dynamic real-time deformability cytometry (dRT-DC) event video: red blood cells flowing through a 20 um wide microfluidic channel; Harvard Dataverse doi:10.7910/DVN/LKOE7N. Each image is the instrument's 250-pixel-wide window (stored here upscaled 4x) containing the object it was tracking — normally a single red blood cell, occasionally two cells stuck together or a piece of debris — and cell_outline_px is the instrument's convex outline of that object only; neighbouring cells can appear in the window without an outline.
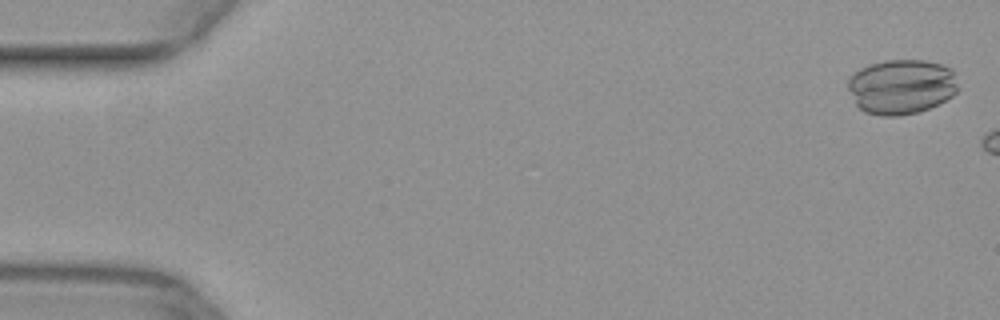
{"species": "common noctule bat (a hibernating species)", "species_latin": "Nyctalus noctula", "temperature_condition": "warm", "stored_images_in_passage": 7, "camera_frame_rate_fps": 3000, "um_per_image_px": 0.085, "animal": {"sex": "female", "body_mass_g": 29.2, "forearm_length_mm": 56.3}, "frame": {"image": 1, "passage_image": 2, "time_ms": 0.333, "image_size_px": [1000, 320], "cell_outline_px": [[956, 92], [952, 96], [928, 108], [916, 112], [896, 116], [880, 116], [864, 112], [856, 104], [848, 88], [848, 80], [860, 68], [884, 60], [924, 60], [940, 64], [952, 68], [956, 84]], "centroid_in_image_um": [76.6, 7.36], "position_along_channel_um": 8.4, "area_um2": 34.85}}